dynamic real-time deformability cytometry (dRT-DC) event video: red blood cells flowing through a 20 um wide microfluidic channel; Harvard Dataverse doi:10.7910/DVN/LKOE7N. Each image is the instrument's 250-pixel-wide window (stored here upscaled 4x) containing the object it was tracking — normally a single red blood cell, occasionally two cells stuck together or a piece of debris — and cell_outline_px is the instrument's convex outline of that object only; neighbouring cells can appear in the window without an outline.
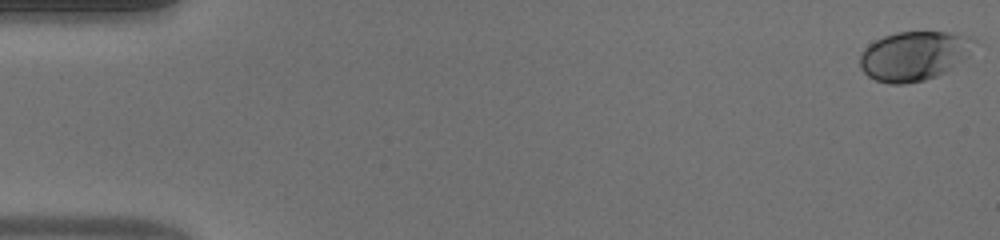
{"species": "human", "species_latin": "Homo sapiens", "temperature_condition": "warm", "stored_images_in_passage": 49, "camera_frame_rate_fps": 3000, "um_per_image_px": 0.085, "donor": {"sex": "male"}, "frame": {"image": 1, "passage_image": 1, "time_ms": 0.0, "image_size_px": [1000, 240], "cell_outline_px": [[976, 44], [968, 56], [948, 72], [924, 80], [904, 84], [888, 84], [876, 80], [868, 76], [860, 68], [860, 56], [864, 48], [868, 44], [884, 36], [896, 32], [948, 32], [976, 36]], "centroid_in_image_um": [77.74, 4.74], "position_along_channel_um": 7.3, "area_um2": 33.35}}
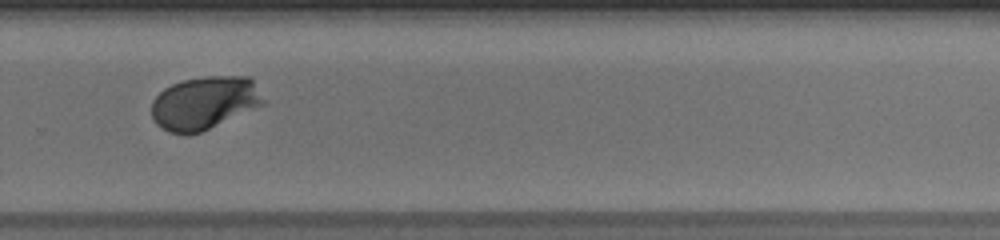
{"frame": {"image": 2, "passage_image": 34, "time_ms": 11.0, "image_size_px": [1000, 240], "cell_outline_px": [[268, 104], [200, 132], [168, 132], [156, 124], [152, 116], [152, 100], [164, 88], [172, 84], [184, 80], [204, 76], [248, 76], [252, 80]], "centroid_in_image_um": [17.42, 8.73], "position_along_channel_um": 312.4, "area_um2": 34.51}}
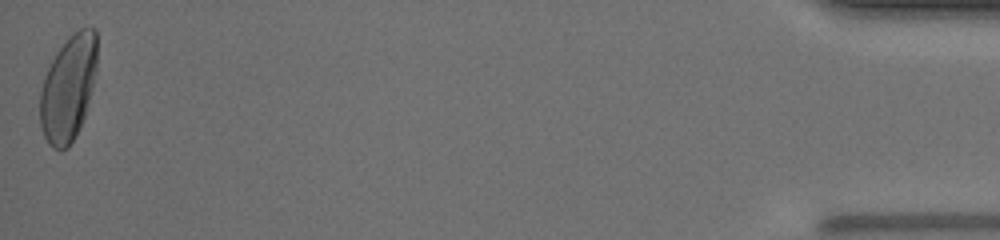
{"frame": {"image": 3, "passage_image": 49, "time_ms": 16.0, "image_size_px": [1000, 240], "cell_outline_px": [[96, 72], [92, 88], [84, 116], [80, 128], [68, 148], [52, 148], [48, 144], [44, 136], [40, 124], [40, 92], [44, 76], [56, 52], [72, 32], [80, 28], [96, 28]], "centroid_in_image_um": [5.79, 7.48], "position_along_channel_um": 429.4, "area_um2": 35.03}, "authors_computed_cell_mechanics": {"area_um2": 33.3506, "velocity_mm_per_s": 4.218, "shape_relaxation_time_tau1_ms": 2.7712, "shape_relaxation_time_tau2_ms": null, "deformation_change_tau1": 0.1642, "deformation_change_tau2": null}}